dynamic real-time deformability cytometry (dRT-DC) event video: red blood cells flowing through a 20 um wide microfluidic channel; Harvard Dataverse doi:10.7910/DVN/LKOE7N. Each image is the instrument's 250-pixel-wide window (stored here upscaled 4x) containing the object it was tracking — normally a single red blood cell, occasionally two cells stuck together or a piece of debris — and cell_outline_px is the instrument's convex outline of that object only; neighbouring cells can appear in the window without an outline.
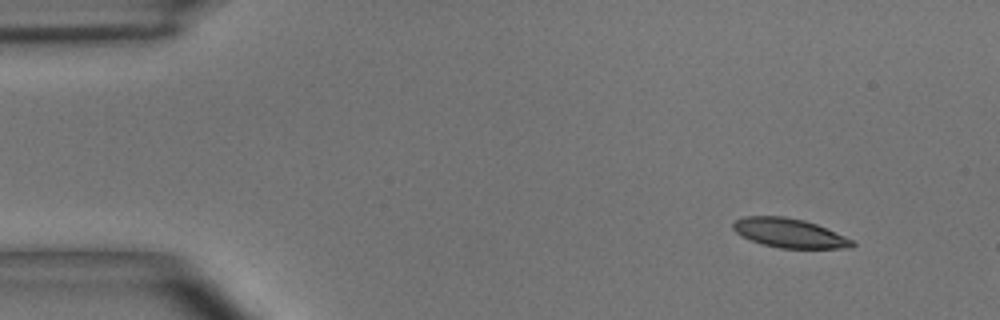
{"species": "common noctule bat (a hibernating species)", "species_latin": "Nyctalus noctula", "temperature_condition": "room temperature", "stored_images_in_passage": 3, "camera_frame_rate_fps": 3000, "um_per_image_px": 0.085, "animal": {"sex": "male", "body_mass_g": 15.6}, "frame": {"image": 1, "passage_image": 1, "time_ms": 0.0, "image_size_px": [1000, 320], "cell_outline_px": [[856, 244], [852, 248], [780, 248], [764, 244], [740, 236], [732, 228], [732, 224], [736, 220], [744, 216], [784, 216], [804, 220], [816, 224], [844, 236], [852, 240]], "centroid_in_image_um": [67.08, 19.8], "position_along_channel_um": 17.9, "area_um2": 20.11}}